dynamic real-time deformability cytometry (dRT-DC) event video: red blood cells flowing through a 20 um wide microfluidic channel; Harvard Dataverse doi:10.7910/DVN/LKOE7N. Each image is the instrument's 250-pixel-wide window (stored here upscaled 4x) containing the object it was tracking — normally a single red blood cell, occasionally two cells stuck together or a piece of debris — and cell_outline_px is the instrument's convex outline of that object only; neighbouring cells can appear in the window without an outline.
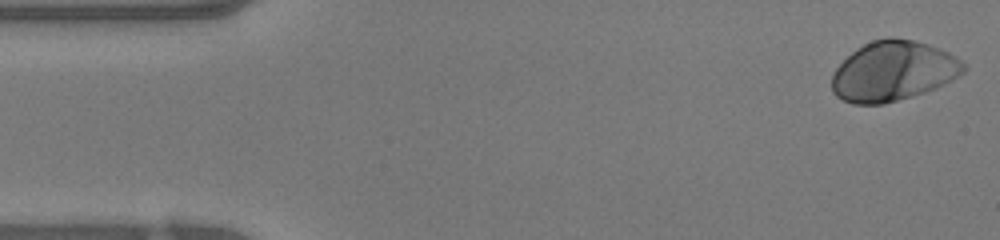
{"species": "human", "species_latin": "Homo sapiens", "temperature_condition": "warm", "stored_images_in_passage": 47, "camera_frame_rate_fps": 3000, "um_per_image_px": 0.085, "donor": {"sex": "female"}, "frame": {"image": 1, "passage_image": 1, "time_ms": 0.0, "image_size_px": [1000, 240], "cell_outline_px": [[968, 68], [964, 72], [936, 88], [912, 96], [884, 104], [852, 104], [836, 96], [832, 92], [832, 72], [856, 48], [872, 40], [888, 36], [892, 36], [912, 40], [928, 44], [948, 52], [960, 60]], "centroid_in_image_um": [75.9, 6.04], "position_along_channel_um": 9.1, "area_um2": 45.95}}
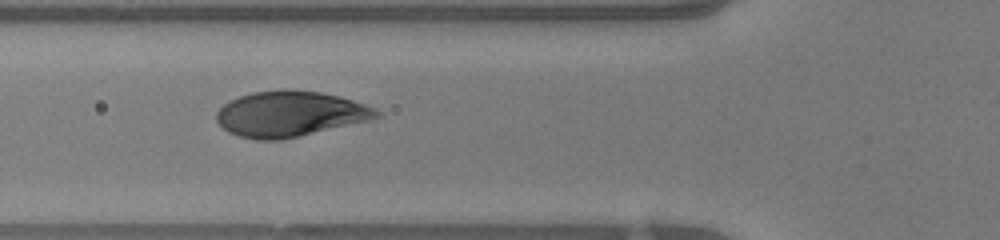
{"frame": {"image": 2, "passage_image": 16, "time_ms": 5.0, "image_size_px": [1000, 240], "cell_outline_px": [[380, 116], [372, 120], [280, 140], [256, 140], [240, 136], [228, 132], [216, 120], [216, 112], [228, 100], [252, 92], [284, 88], [320, 92], [340, 96], [376, 108], [380, 112]], "centroid_in_image_um": [24.65, 9.67], "position_along_channel_um": 101.2, "area_um2": 42.66}}
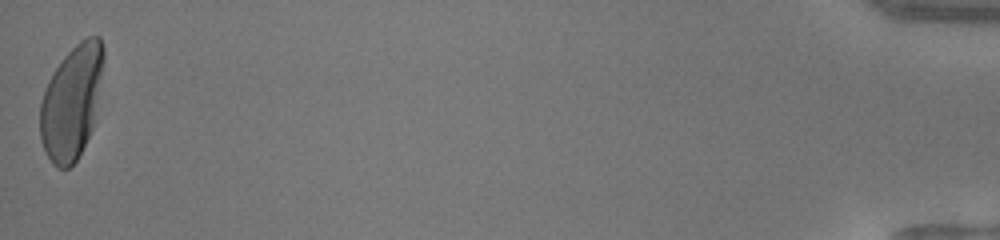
{"frame": {"image": 3, "passage_image": 47, "time_ms": 15.333, "image_size_px": [1000, 240], "cell_outline_px": [[104, 64], [92, 128], [76, 160], [68, 168], [56, 168], [52, 164], [40, 140], [40, 100], [48, 80], [64, 56], [80, 40], [88, 36], [100, 36], [104, 48]], "centroid_in_image_um": [6.08, 8.65], "position_along_channel_um": 429.1, "area_um2": 41.85}, "authors_computed_cell_mechanics": {"area_um2": 42.9454, "velocity_mm_per_s": 4.2112, "shape_relaxation_time_tau1_ms": 2.0683, "shape_relaxation_time_tau2_ms": null, "deformation_change_tau1": 0.1743, "deformation_change_tau2": null}}